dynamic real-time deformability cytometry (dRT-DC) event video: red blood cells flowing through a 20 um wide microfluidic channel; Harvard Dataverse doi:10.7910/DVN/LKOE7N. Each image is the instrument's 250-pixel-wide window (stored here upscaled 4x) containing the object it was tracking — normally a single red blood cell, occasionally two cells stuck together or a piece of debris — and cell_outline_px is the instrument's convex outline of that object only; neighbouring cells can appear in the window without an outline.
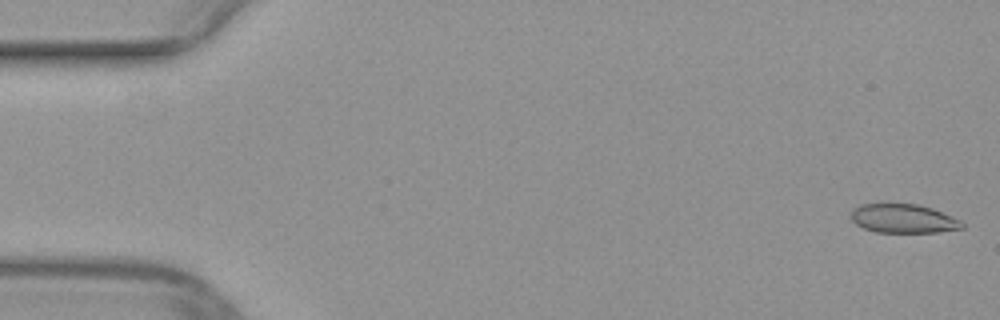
{"species": "common noctule bat (a hibernating species)", "species_latin": "Nyctalus noctula", "temperature_condition": "warm", "stored_images_in_passage": 50, "camera_frame_rate_fps": 3000, "um_per_image_px": 0.085, "animal": {"sex": "female", "body_mass_g": 29.2, "forearm_length_mm": 56.3}, "frame": {"image": 1, "passage_image": 1, "time_ms": 0.0, "image_size_px": [1000, 320], "cell_outline_px": [[964, 228], [936, 232], [876, 232], [864, 228], [856, 224], [848, 216], [860, 204], [884, 200], [920, 204], [932, 208], [952, 216], [960, 220], [964, 224]], "centroid_in_image_um": [76.73, 18.52], "position_along_channel_um": 8.3, "area_um2": 19.54}}
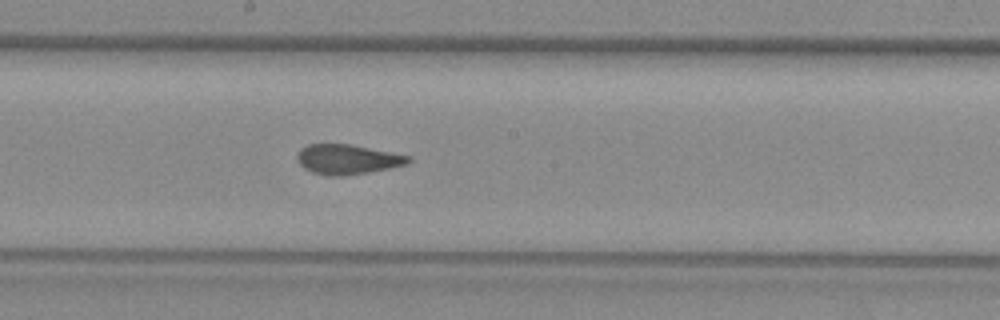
{"frame": {"image": 2, "passage_image": 27, "time_ms": 8.667, "image_size_px": [1000, 320], "cell_outline_px": [[412, 160], [408, 164], [368, 172], [344, 176], [328, 176], [312, 172], [304, 168], [296, 160], [296, 156], [300, 148], [308, 144], [348, 144], [412, 156]], "centroid_in_image_um": [29.51, 13.54], "position_along_channel_um": 218.7, "area_um2": 19.36}}
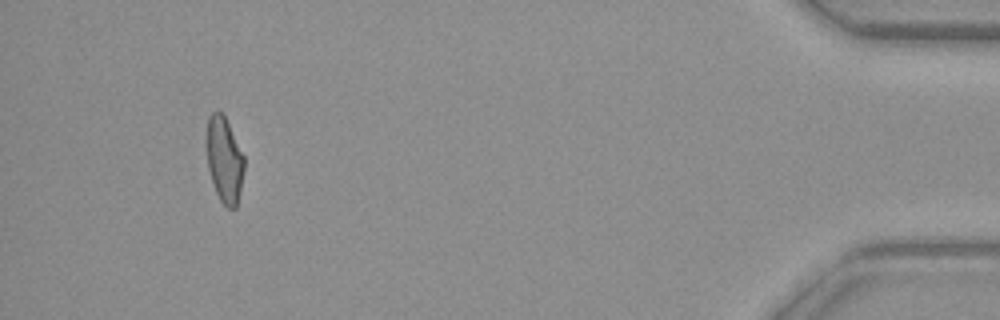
{"frame": {"image": 3, "passage_image": 47, "time_ms": 15.333, "image_size_px": [1000, 320], "cell_outline_px": [[244, 172], [240, 192], [236, 208], [228, 208], [220, 200], [216, 192], [208, 168], [204, 144], [204, 136], [208, 116], [212, 112], [220, 112], [224, 116], [244, 156]], "centroid_in_image_um": [19.03, 13.56], "position_along_channel_um": 416.2, "area_um2": 19.07}}